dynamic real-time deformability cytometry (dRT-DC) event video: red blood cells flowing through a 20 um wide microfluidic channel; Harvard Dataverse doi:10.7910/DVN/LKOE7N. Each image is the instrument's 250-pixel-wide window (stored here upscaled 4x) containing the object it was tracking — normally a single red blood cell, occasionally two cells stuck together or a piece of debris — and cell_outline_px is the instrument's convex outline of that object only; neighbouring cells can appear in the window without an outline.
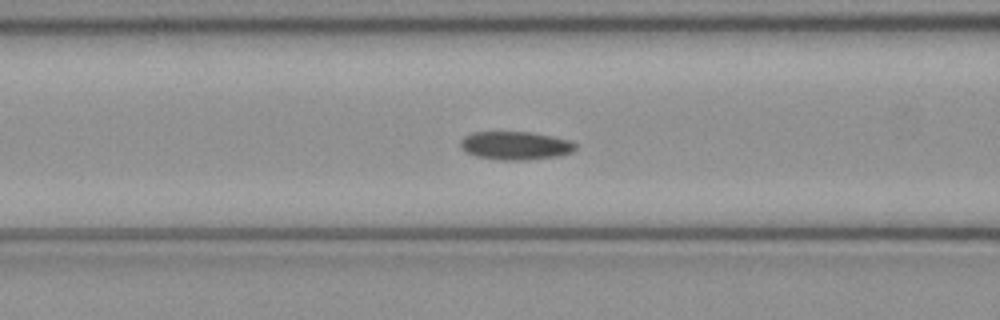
{"species": "common noctule bat (a hibernating species)", "species_latin": "Nyctalus noctula", "temperature_condition": "cold", "stored_images_in_passage": 47, "segment_of_instrument_passage": [1, 2], "camera_frame_rate_fps": 3000, "um_per_image_px": 0.085, "animal": {"sex": "female", "body_mass_g": 21.9}, "frame": {"image": 1, "passage_image": 15, "time_ms": 4.667, "image_size_px": [1000, 320], "cell_outline_px": [[576, 148], [572, 152], [560, 156], [524, 160], [500, 160], [476, 156], [464, 152], [460, 148], [460, 140], [464, 136], [472, 132], [532, 132], [572, 140], [576, 144]], "centroid_in_image_um": [43.8, 12.37], "position_along_channel_um": 122.8, "area_um2": 19.25}}
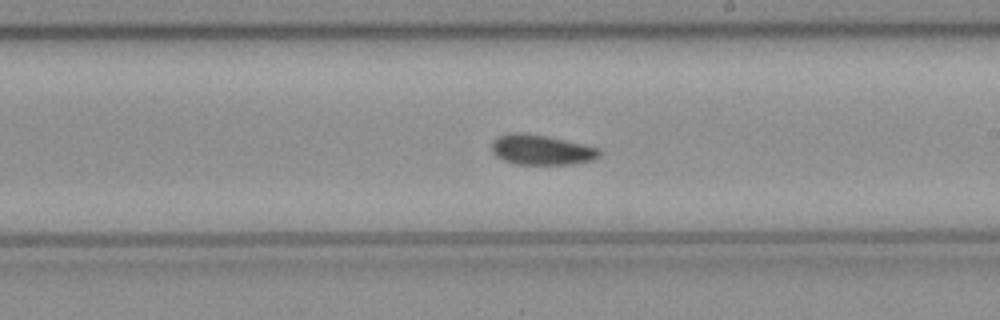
{"frame": {"image": 2, "passage_image": 24, "time_ms": 7.667, "image_size_px": [1000, 320], "cell_outline_px": [[600, 156], [592, 160], [572, 164], [516, 164], [504, 160], [496, 156], [492, 152], [492, 140], [496, 136], [508, 132], [524, 132], [548, 136], [584, 144], [600, 148]], "centroid_in_image_um": [45.99, 12.71], "position_along_channel_um": 243.0, "area_um2": 19.13}}
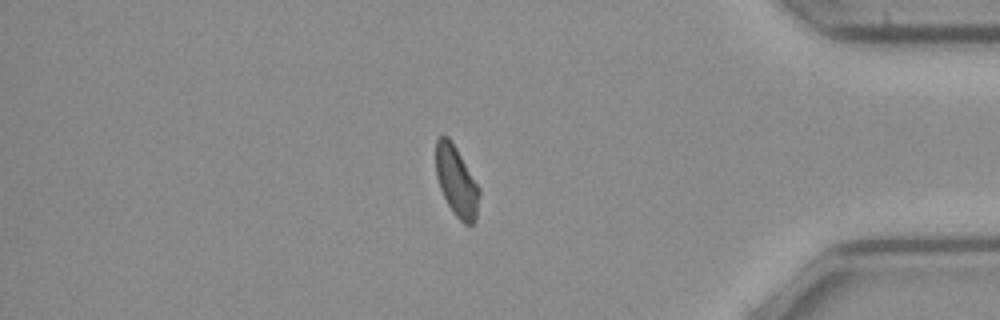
{"frame": {"image": 3, "passage_image": 38, "time_ms": 12.333, "image_size_px": [1000, 320], "cell_outline_px": [[480, 192], [476, 220], [472, 224], [464, 224], [452, 212], [440, 188], [436, 176], [436, 140], [440, 136], [448, 136], [452, 140], [480, 188]], "centroid_in_image_um": [38.81, 15.41], "position_along_channel_um": 396.4, "area_um2": 17.8}}